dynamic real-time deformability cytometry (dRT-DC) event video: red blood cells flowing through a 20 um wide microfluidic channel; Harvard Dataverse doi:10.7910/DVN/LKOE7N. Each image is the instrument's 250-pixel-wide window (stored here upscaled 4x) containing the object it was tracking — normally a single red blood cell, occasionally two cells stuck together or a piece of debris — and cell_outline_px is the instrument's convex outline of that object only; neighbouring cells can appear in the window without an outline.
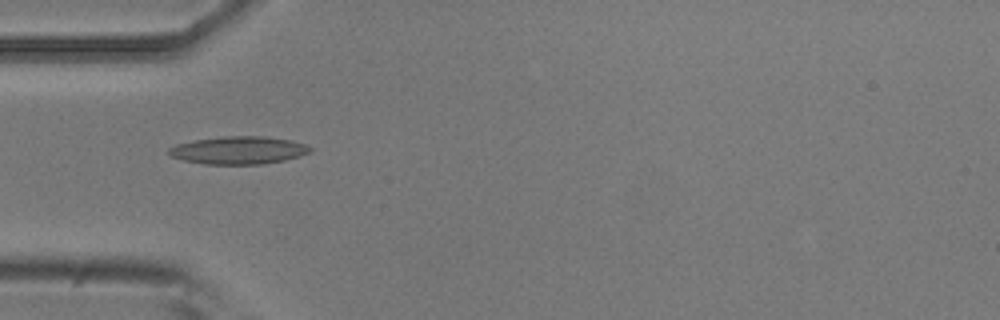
{"species": "common noctule bat (a hibernating species)", "species_latin": "Nyctalus noctula", "temperature_condition": "room temperature", "stored_images_in_passage": 7, "camera_frame_rate_fps": 3000, "um_per_image_px": 0.085, "animal": {"sex": "male", "body_mass_g": 20.5, "forearm_length_mm": 52.5}, "frame": {"image": 1, "passage_image": 3, "time_ms": 0.667, "image_size_px": [1000, 320], "cell_outline_px": [[312, 152], [300, 156], [284, 160], [264, 164], [204, 164], [184, 160], [172, 156], [168, 152], [168, 148], [176, 144], [196, 140], [224, 136], [264, 136], [292, 140], [304, 144], [312, 148]], "centroid_in_image_um": [20.31, 12.77], "position_along_channel_um": 64.7, "area_um2": 22.83}}
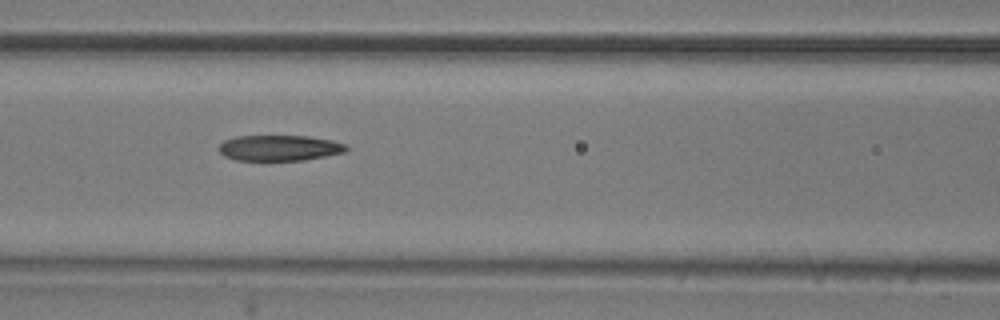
{"frame": {"image": 2, "passage_image": 5, "time_ms": 1.333, "image_size_px": [1000, 320], "cell_outline_px": [[348, 148], [344, 152], [304, 160], [236, 160], [224, 156], [220, 152], [220, 144], [224, 140], [236, 136], [308, 136], [332, 140], [344, 144]], "centroid_in_image_um": [23.73, 12.57], "position_along_channel_um": 142.9, "area_um2": 18.9}}
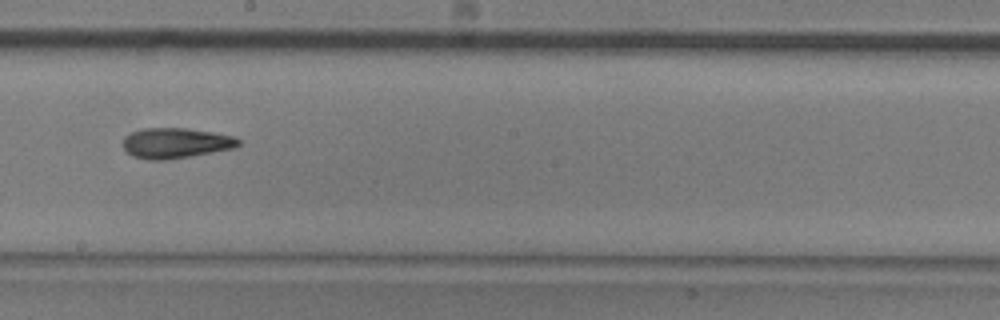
{"frame": {"image": 3, "passage_image": 7, "time_ms": 2.0, "image_size_px": [1000, 320], "cell_outline_px": [[240, 144], [236, 148], [192, 156], [168, 160], [144, 160], [132, 156], [124, 148], [124, 136], [140, 128], [188, 128], [236, 136], [240, 140]], "centroid_in_image_um": [14.96, 12.16], "position_along_channel_um": 233.2, "area_um2": 20.75}}